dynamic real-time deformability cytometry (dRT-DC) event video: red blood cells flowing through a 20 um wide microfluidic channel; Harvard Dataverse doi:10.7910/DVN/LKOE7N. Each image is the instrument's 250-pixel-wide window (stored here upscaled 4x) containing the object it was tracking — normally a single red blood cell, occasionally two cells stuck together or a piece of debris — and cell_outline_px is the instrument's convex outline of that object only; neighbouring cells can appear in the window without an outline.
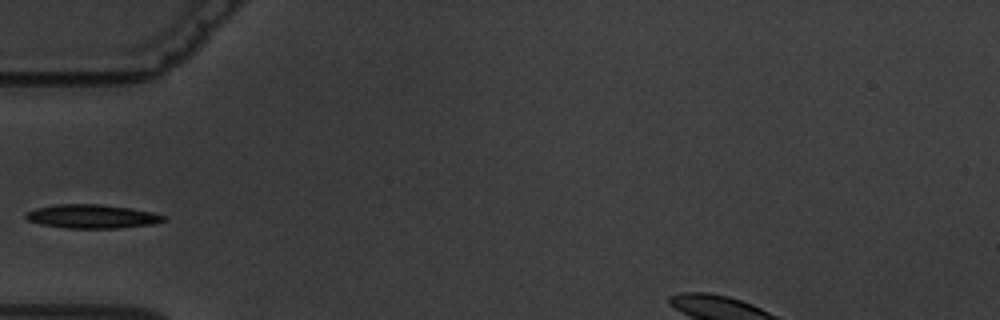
{"species": "common noctule bat (a hibernating species)", "species_latin": "Nyctalus noctula", "temperature_condition": "warm", "stored_images_in_passage": 4, "camera_frame_rate_fps": 3000, "um_per_image_px": 0.085, "animal": {"sex": "male", "body_mass_g": 19.5, "forearm_length_mm": 54.6}, "frame": {"image": 1, "passage_image": 3, "time_ms": 2.333, "image_size_px": [1000, 320], "cell_outline_px": [[168, 220], [152, 224], [116, 228], [64, 228], [40, 224], [28, 220], [24, 216], [24, 212], [36, 208], [56, 204], [100, 204], [128, 208], [152, 212], [164, 216]], "centroid_in_image_um": [7.77, 18.39], "position_along_channel_um": 77.2, "area_um2": 19.07}}